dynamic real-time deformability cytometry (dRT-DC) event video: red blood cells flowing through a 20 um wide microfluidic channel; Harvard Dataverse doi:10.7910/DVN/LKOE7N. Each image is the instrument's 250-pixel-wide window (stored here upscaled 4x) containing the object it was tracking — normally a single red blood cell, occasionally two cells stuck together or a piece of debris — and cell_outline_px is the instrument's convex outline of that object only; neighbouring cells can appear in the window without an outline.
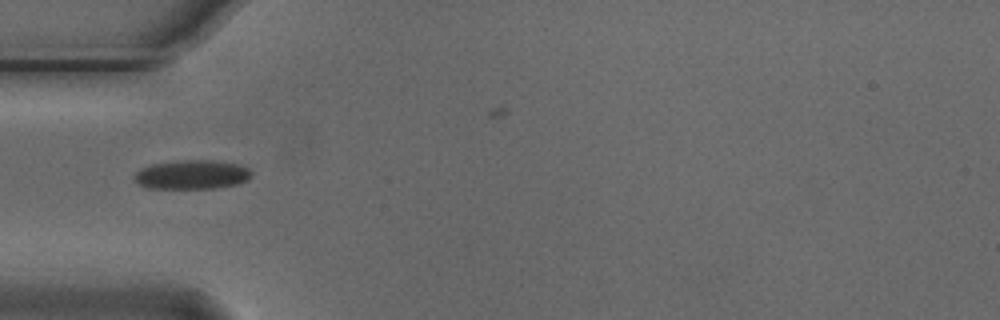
{"species": "Egyptian fruit bat (a non-hibernating species)", "species_latin": "Rousettus aegyptiacus", "temperature_condition": "cold", "stored_images_in_passage": 5, "camera_frame_rate_fps": 3000, "um_per_image_px": 0.085, "animal": {"sex": "male"}, "frame": {"image": 1, "passage_image": 4, "time_ms": 1.0, "image_size_px": [1000, 320], "cell_outline_px": [[252, 172], [248, 180], [236, 184], [216, 188], [148, 188], [140, 184], [132, 176], [140, 168], [152, 164], [176, 160], [216, 160], [236, 164], [248, 168]], "centroid_in_image_um": [16.3, 14.83], "position_along_channel_um": 68.7, "area_um2": 19.88}}